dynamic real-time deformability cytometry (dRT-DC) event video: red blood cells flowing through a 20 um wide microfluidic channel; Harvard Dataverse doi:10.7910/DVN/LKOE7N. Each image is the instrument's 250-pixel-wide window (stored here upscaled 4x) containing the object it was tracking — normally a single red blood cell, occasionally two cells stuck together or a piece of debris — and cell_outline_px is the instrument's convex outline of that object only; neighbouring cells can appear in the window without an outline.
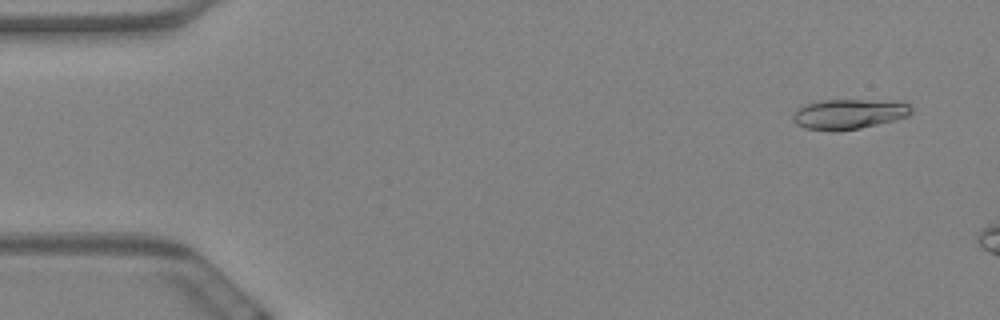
{"species": "Egyptian fruit bat (a non-hibernating species)", "species_latin": "Rousettus aegyptiacus", "temperature_condition": "warm", "stored_images_in_passage": 11, "camera_frame_rate_fps": 3000, "um_per_image_px": 0.085, "animal": {"sex": "female"}, "frame": {"image": 1, "passage_image": 4, "time_ms": 1.0, "image_size_px": [1000, 320], "cell_outline_px": [[912, 112], [908, 116], [896, 120], [860, 128], [836, 132], [804, 128], [796, 124], [792, 120], [792, 112], [804, 104], [820, 100], [864, 100], [908, 104], [912, 108]], "centroid_in_image_um": [72.06, 9.72], "position_along_channel_um": 12.9, "area_um2": 20.75}}